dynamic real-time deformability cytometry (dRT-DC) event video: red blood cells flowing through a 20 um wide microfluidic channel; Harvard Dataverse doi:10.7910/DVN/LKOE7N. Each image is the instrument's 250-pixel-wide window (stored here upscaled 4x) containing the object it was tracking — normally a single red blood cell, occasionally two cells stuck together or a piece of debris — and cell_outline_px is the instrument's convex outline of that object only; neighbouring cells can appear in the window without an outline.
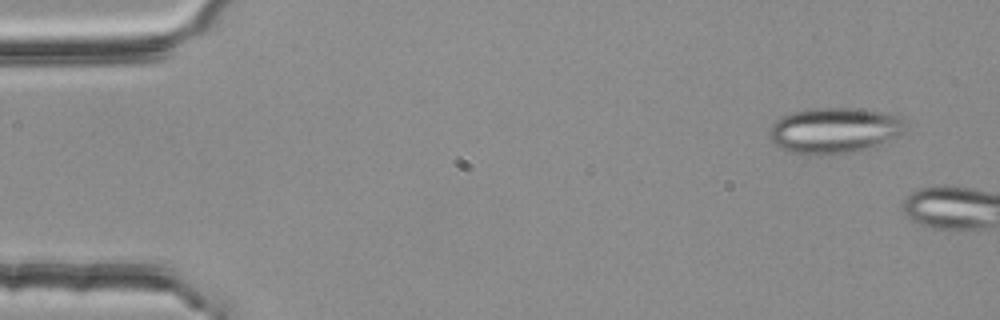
{"species": "common noctule bat (a hibernating species)", "species_latin": "Nyctalus noctula", "temperature_condition": "room temperature", "stored_images_in_passage": 4, "camera_frame_rate_fps": 3000, "um_per_image_px": 0.085, "animal": {"sex": "female", "body_mass_g": 25.1}, "frame": {"image": 1, "passage_image": 1, "time_ms": 0.0, "image_size_px": [1000, 320], "cell_outline_px": [[908, 120], [904, 132], [868, 148], [852, 152], [792, 152], [776, 144], [768, 136], [768, 128], [780, 116], [792, 112], [812, 108], [852, 108], [880, 112], [900, 116]], "centroid_in_image_um": [70.92, 11.03], "position_along_channel_um": 14.1, "area_um2": 35.37}}